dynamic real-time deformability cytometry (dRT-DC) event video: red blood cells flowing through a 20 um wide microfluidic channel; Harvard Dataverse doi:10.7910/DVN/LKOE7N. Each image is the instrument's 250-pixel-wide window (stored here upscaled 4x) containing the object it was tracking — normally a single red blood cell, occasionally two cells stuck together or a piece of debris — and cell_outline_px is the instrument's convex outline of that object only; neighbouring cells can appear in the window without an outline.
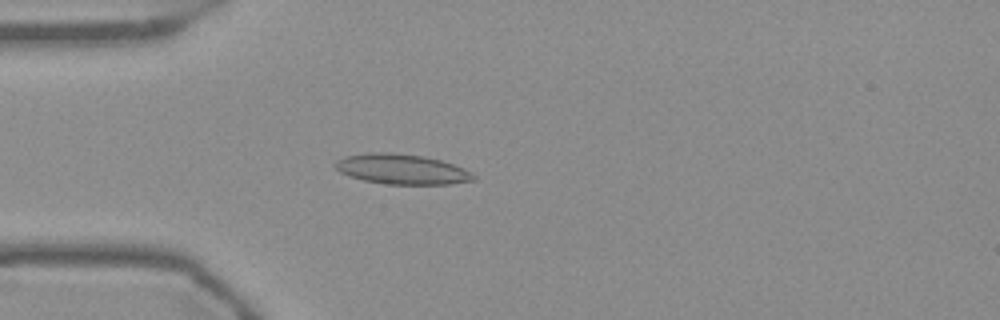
{"species": "Egyptian fruit bat (a non-hibernating species)", "species_latin": "Rousettus aegyptiacus", "temperature_condition": "warm", "stored_images_in_passage": 53, "camera_frame_rate_fps": 3000, "um_per_image_px": 0.085, "frame": {"image": 1, "passage_image": 14, "time_ms": 4.333, "image_size_px": [1000, 320], "cell_outline_px": [[476, 180], [448, 184], [384, 184], [364, 180], [348, 176], [340, 172], [332, 164], [336, 160], [344, 156], [368, 152], [392, 152], [424, 156], [440, 160], [464, 168], [476, 176]], "centroid_in_image_um": [34.11, 14.37], "position_along_channel_um": 50.9, "area_um2": 24.45}}
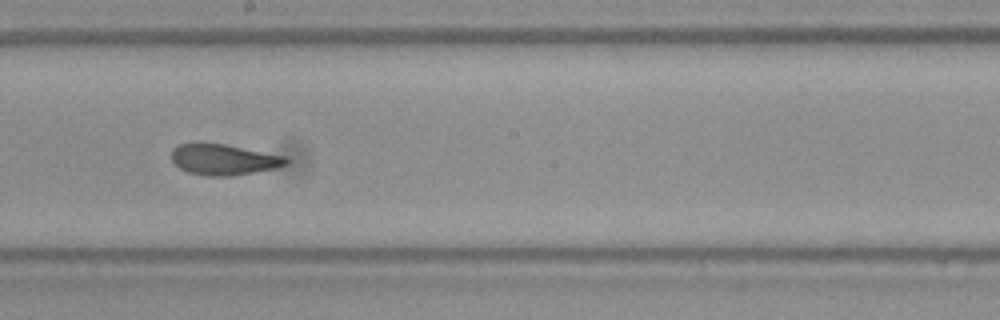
{"frame": {"image": 2, "passage_image": 29, "time_ms": 9.333, "image_size_px": [1000, 320], "cell_outline_px": [[292, 160], [288, 164], [280, 168], [228, 176], [208, 176], [188, 172], [180, 168], [172, 160], [172, 148], [180, 144], [192, 140], [200, 140], [224, 144], [288, 156]], "centroid_in_image_um": [19.04, 13.52], "position_along_channel_um": 229.2, "area_um2": 21.39}}
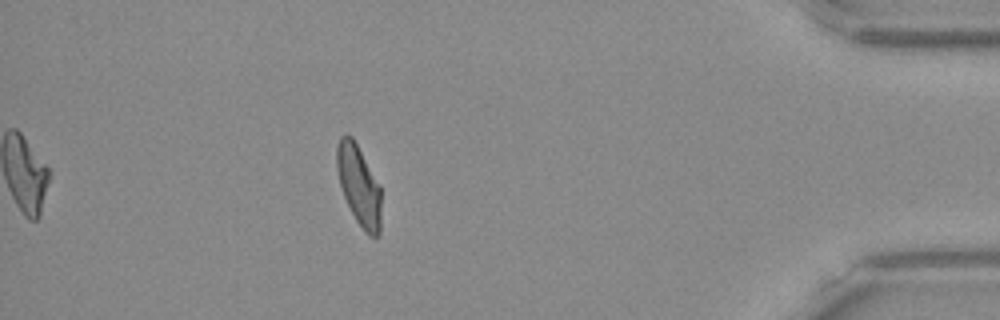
{"frame": {"image": 3, "passage_image": 47, "time_ms": 15.333, "image_size_px": [1000, 320], "cell_outline_px": [[380, 232], [376, 236], [368, 236], [364, 232], [356, 220], [344, 196], [340, 184], [336, 168], [336, 148], [340, 136], [344, 132], [348, 132], [352, 136], [380, 184]], "centroid_in_image_um": [30.49, 15.71], "position_along_channel_um": 404.7, "area_um2": 20.81}, "authors_computed_cell_mechanics": {"area_um2": 21.675, "velocity_mm_per_s": 3.7447, "shape_relaxation_time_tau1_ms": null, "shape_relaxation_time_tau2_ms": 1.5074, "deformation_change_tau1": null, "deformation_change_tau2": 0.073}}